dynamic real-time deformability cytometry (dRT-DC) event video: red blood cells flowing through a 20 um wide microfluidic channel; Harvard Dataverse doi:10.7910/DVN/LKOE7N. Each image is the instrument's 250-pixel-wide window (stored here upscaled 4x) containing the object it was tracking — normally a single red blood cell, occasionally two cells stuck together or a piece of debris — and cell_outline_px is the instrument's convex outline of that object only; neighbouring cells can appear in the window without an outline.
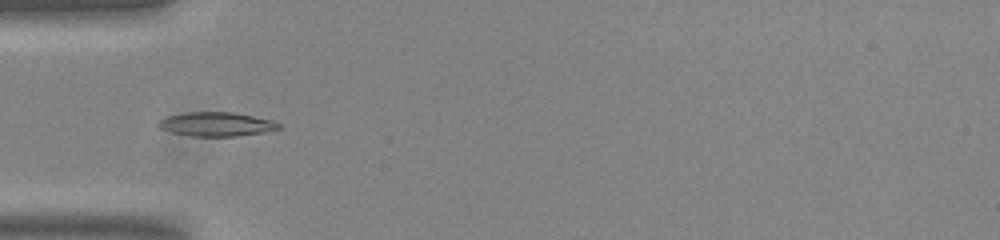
{"species": "common noctule bat (a hibernating species)", "species_latin": "Nyctalus noctula", "temperature_condition": "room temperature", "stored_images_in_passage": 54, "camera_frame_rate_fps": 3000, "um_per_image_px": 0.085, "animal": {"sex": "male", "body_mass_g": 20.0, "forearm_length_mm": 53.3}, "frame": {"image": 1, "passage_image": 17, "time_ms": 5.333, "image_size_px": [1000, 240], "cell_outline_px": [[280, 128], [264, 132], [236, 136], [192, 136], [172, 132], [160, 128], [156, 124], [160, 120], [168, 116], [184, 112], [232, 112], [272, 120], [280, 124]], "centroid_in_image_um": [18.37, 10.55], "position_along_channel_um": 66.6, "area_um2": 16.7}}
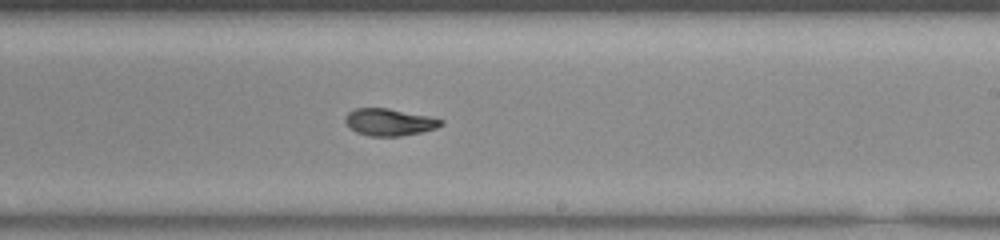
{"frame": {"image": 2, "passage_image": 32, "time_ms": 10.333, "image_size_px": [1000, 240], "cell_outline_px": [[444, 124], [436, 128], [420, 132], [400, 136], [368, 136], [356, 132], [348, 128], [344, 120], [344, 116], [348, 112], [356, 108], [388, 108], [428, 116], [444, 120]], "centroid_in_image_um": [33.05, 10.38], "position_along_channel_um": 256.0, "area_um2": 15.2}}
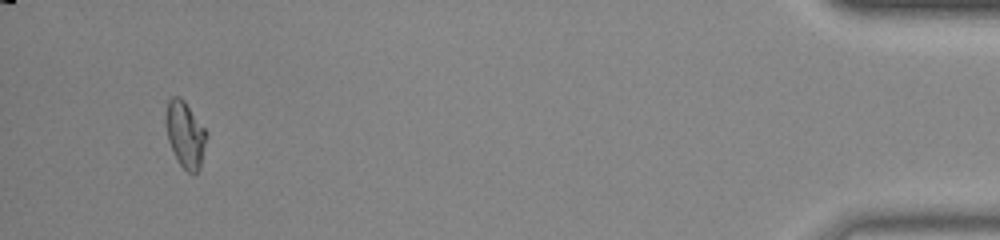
{"frame": {"image": 3, "passage_image": 51, "time_ms": 16.667, "image_size_px": [1000, 240], "cell_outline_px": [[208, 136], [200, 168], [196, 172], [188, 172], [180, 164], [168, 140], [164, 124], [164, 120], [168, 100], [172, 96], [180, 96], [184, 100], [208, 132]], "centroid_in_image_um": [15.74, 11.38], "position_along_channel_um": 419.5, "area_um2": 15.84}, "authors_computed_cell_mechanics": {"area_um2": 15.6927, "velocity_mm_per_s": 3.7894, "shape_relaxation_time_tau1_ms": 8.3008, "shape_relaxation_time_tau2_ms": 1.9863, "deformation_change_tau1": 0.221, "deformation_change_tau2": 0.0408}}